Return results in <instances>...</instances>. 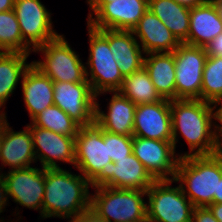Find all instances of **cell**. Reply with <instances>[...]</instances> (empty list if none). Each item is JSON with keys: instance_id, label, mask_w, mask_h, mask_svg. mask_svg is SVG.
Wrapping results in <instances>:
<instances>
[{"instance_id": "9c48e42d", "label": "cell", "mask_w": 222, "mask_h": 222, "mask_svg": "<svg viewBox=\"0 0 222 222\" xmlns=\"http://www.w3.org/2000/svg\"><path fill=\"white\" fill-rule=\"evenodd\" d=\"M107 144H104V130L96 123L80 127L75 136V168L91 183L111 163Z\"/></svg>"}, {"instance_id": "ab89813d", "label": "cell", "mask_w": 222, "mask_h": 222, "mask_svg": "<svg viewBox=\"0 0 222 222\" xmlns=\"http://www.w3.org/2000/svg\"><path fill=\"white\" fill-rule=\"evenodd\" d=\"M15 0H0V12L13 10Z\"/></svg>"}, {"instance_id": "f6af8a7d", "label": "cell", "mask_w": 222, "mask_h": 222, "mask_svg": "<svg viewBox=\"0 0 222 222\" xmlns=\"http://www.w3.org/2000/svg\"><path fill=\"white\" fill-rule=\"evenodd\" d=\"M0 113H1V114H0V119H1L2 116H6V113H5V112H4V113H3V112H0Z\"/></svg>"}, {"instance_id": "6da1fadb", "label": "cell", "mask_w": 222, "mask_h": 222, "mask_svg": "<svg viewBox=\"0 0 222 222\" xmlns=\"http://www.w3.org/2000/svg\"><path fill=\"white\" fill-rule=\"evenodd\" d=\"M214 110L212 103L200 99L170 100L174 149L178 142L177 132L182 134L190 148V153L179 155V158L191 155H211L222 150L216 132L212 130Z\"/></svg>"}, {"instance_id": "603a6c76", "label": "cell", "mask_w": 222, "mask_h": 222, "mask_svg": "<svg viewBox=\"0 0 222 222\" xmlns=\"http://www.w3.org/2000/svg\"><path fill=\"white\" fill-rule=\"evenodd\" d=\"M108 42L124 77L143 68L145 57L142 53L144 54V51L141 50L132 30L108 29Z\"/></svg>"}, {"instance_id": "ffe728a7", "label": "cell", "mask_w": 222, "mask_h": 222, "mask_svg": "<svg viewBox=\"0 0 222 222\" xmlns=\"http://www.w3.org/2000/svg\"><path fill=\"white\" fill-rule=\"evenodd\" d=\"M136 106L119 91H113L107 114L100 110L99 103L95 100V123L110 133L133 136Z\"/></svg>"}, {"instance_id": "277c9868", "label": "cell", "mask_w": 222, "mask_h": 222, "mask_svg": "<svg viewBox=\"0 0 222 222\" xmlns=\"http://www.w3.org/2000/svg\"><path fill=\"white\" fill-rule=\"evenodd\" d=\"M87 28L90 37V54L86 64L89 65L90 73L86 68V78L92 92L97 97L100 93L118 91L125 77L110 50L108 29H95L89 24Z\"/></svg>"}, {"instance_id": "b9f144b4", "label": "cell", "mask_w": 222, "mask_h": 222, "mask_svg": "<svg viewBox=\"0 0 222 222\" xmlns=\"http://www.w3.org/2000/svg\"><path fill=\"white\" fill-rule=\"evenodd\" d=\"M216 6H222V0H212Z\"/></svg>"}, {"instance_id": "52a82bcc", "label": "cell", "mask_w": 222, "mask_h": 222, "mask_svg": "<svg viewBox=\"0 0 222 222\" xmlns=\"http://www.w3.org/2000/svg\"><path fill=\"white\" fill-rule=\"evenodd\" d=\"M172 182L174 180L155 181L146 191L148 222H191L194 206L180 185L170 186Z\"/></svg>"}, {"instance_id": "9a60e30c", "label": "cell", "mask_w": 222, "mask_h": 222, "mask_svg": "<svg viewBox=\"0 0 222 222\" xmlns=\"http://www.w3.org/2000/svg\"><path fill=\"white\" fill-rule=\"evenodd\" d=\"M148 10V0H114L104 4L87 24L95 29L132 30Z\"/></svg>"}, {"instance_id": "e575fe53", "label": "cell", "mask_w": 222, "mask_h": 222, "mask_svg": "<svg viewBox=\"0 0 222 222\" xmlns=\"http://www.w3.org/2000/svg\"><path fill=\"white\" fill-rule=\"evenodd\" d=\"M220 103L222 104V97L219 98L218 100H216L212 105H214L213 107L216 109L217 105L220 104ZM214 119L217 120L218 122H220V124H221V126L216 125V122H215V124H213V125L215 126L214 130L216 132L217 139H218V141H219V143L222 147V140H221L222 139V105L216 111H214Z\"/></svg>"}, {"instance_id": "7402d4cb", "label": "cell", "mask_w": 222, "mask_h": 222, "mask_svg": "<svg viewBox=\"0 0 222 222\" xmlns=\"http://www.w3.org/2000/svg\"><path fill=\"white\" fill-rule=\"evenodd\" d=\"M22 92L31 120L54 105L53 81L31 64L22 78Z\"/></svg>"}, {"instance_id": "8d00e7d4", "label": "cell", "mask_w": 222, "mask_h": 222, "mask_svg": "<svg viewBox=\"0 0 222 222\" xmlns=\"http://www.w3.org/2000/svg\"><path fill=\"white\" fill-rule=\"evenodd\" d=\"M212 212L213 216L219 221L222 222V204L212 203L207 206Z\"/></svg>"}, {"instance_id": "4dcf8cb0", "label": "cell", "mask_w": 222, "mask_h": 222, "mask_svg": "<svg viewBox=\"0 0 222 222\" xmlns=\"http://www.w3.org/2000/svg\"><path fill=\"white\" fill-rule=\"evenodd\" d=\"M133 136L110 133L104 130V144H107L108 156L112 162L126 158L133 153Z\"/></svg>"}, {"instance_id": "4316f807", "label": "cell", "mask_w": 222, "mask_h": 222, "mask_svg": "<svg viewBox=\"0 0 222 222\" xmlns=\"http://www.w3.org/2000/svg\"><path fill=\"white\" fill-rule=\"evenodd\" d=\"M118 91L136 105L152 104L163 99L156 91L144 67L125 76Z\"/></svg>"}, {"instance_id": "d6986e66", "label": "cell", "mask_w": 222, "mask_h": 222, "mask_svg": "<svg viewBox=\"0 0 222 222\" xmlns=\"http://www.w3.org/2000/svg\"><path fill=\"white\" fill-rule=\"evenodd\" d=\"M132 32L140 39L141 44L139 45L144 54L173 52L181 44L149 9L140 18Z\"/></svg>"}, {"instance_id": "484cf974", "label": "cell", "mask_w": 222, "mask_h": 222, "mask_svg": "<svg viewBox=\"0 0 222 222\" xmlns=\"http://www.w3.org/2000/svg\"><path fill=\"white\" fill-rule=\"evenodd\" d=\"M28 56L29 54L21 52H3L0 55V109L5 106L18 81L32 64H26Z\"/></svg>"}, {"instance_id": "cb8c5ba5", "label": "cell", "mask_w": 222, "mask_h": 222, "mask_svg": "<svg viewBox=\"0 0 222 222\" xmlns=\"http://www.w3.org/2000/svg\"><path fill=\"white\" fill-rule=\"evenodd\" d=\"M144 58V68L164 99H176L175 63L173 52L148 53Z\"/></svg>"}, {"instance_id": "f546056e", "label": "cell", "mask_w": 222, "mask_h": 222, "mask_svg": "<svg viewBox=\"0 0 222 222\" xmlns=\"http://www.w3.org/2000/svg\"><path fill=\"white\" fill-rule=\"evenodd\" d=\"M222 97V57L208 56L205 62L201 100L214 103Z\"/></svg>"}, {"instance_id": "7c38bea8", "label": "cell", "mask_w": 222, "mask_h": 222, "mask_svg": "<svg viewBox=\"0 0 222 222\" xmlns=\"http://www.w3.org/2000/svg\"><path fill=\"white\" fill-rule=\"evenodd\" d=\"M16 14L23 40L33 50L54 40L60 34L53 30L51 13L39 0H15Z\"/></svg>"}, {"instance_id": "74e56055", "label": "cell", "mask_w": 222, "mask_h": 222, "mask_svg": "<svg viewBox=\"0 0 222 222\" xmlns=\"http://www.w3.org/2000/svg\"><path fill=\"white\" fill-rule=\"evenodd\" d=\"M113 1L114 0H87V3L92 9L93 14H95L104 4L111 3Z\"/></svg>"}, {"instance_id": "30bf717a", "label": "cell", "mask_w": 222, "mask_h": 222, "mask_svg": "<svg viewBox=\"0 0 222 222\" xmlns=\"http://www.w3.org/2000/svg\"><path fill=\"white\" fill-rule=\"evenodd\" d=\"M54 105L62 109L80 127L95 123L96 95L92 92L90 83L53 81Z\"/></svg>"}, {"instance_id": "836d02e7", "label": "cell", "mask_w": 222, "mask_h": 222, "mask_svg": "<svg viewBox=\"0 0 222 222\" xmlns=\"http://www.w3.org/2000/svg\"><path fill=\"white\" fill-rule=\"evenodd\" d=\"M204 48L207 56L222 57V33L213 38Z\"/></svg>"}, {"instance_id": "d4e9b609", "label": "cell", "mask_w": 222, "mask_h": 222, "mask_svg": "<svg viewBox=\"0 0 222 222\" xmlns=\"http://www.w3.org/2000/svg\"><path fill=\"white\" fill-rule=\"evenodd\" d=\"M148 9L163 22L180 43L187 44L190 8L173 0H148Z\"/></svg>"}, {"instance_id": "f1b7e54d", "label": "cell", "mask_w": 222, "mask_h": 222, "mask_svg": "<svg viewBox=\"0 0 222 222\" xmlns=\"http://www.w3.org/2000/svg\"><path fill=\"white\" fill-rule=\"evenodd\" d=\"M31 124L57 134L75 137L80 126L56 105L44 109L31 120Z\"/></svg>"}, {"instance_id": "3957f363", "label": "cell", "mask_w": 222, "mask_h": 222, "mask_svg": "<svg viewBox=\"0 0 222 222\" xmlns=\"http://www.w3.org/2000/svg\"><path fill=\"white\" fill-rule=\"evenodd\" d=\"M221 178L222 150L211 155L180 157L174 182H180L183 193L194 207H205L214 203Z\"/></svg>"}, {"instance_id": "ba28073f", "label": "cell", "mask_w": 222, "mask_h": 222, "mask_svg": "<svg viewBox=\"0 0 222 222\" xmlns=\"http://www.w3.org/2000/svg\"><path fill=\"white\" fill-rule=\"evenodd\" d=\"M176 99H200L207 59L204 47L181 43L174 51Z\"/></svg>"}, {"instance_id": "8992f818", "label": "cell", "mask_w": 222, "mask_h": 222, "mask_svg": "<svg viewBox=\"0 0 222 222\" xmlns=\"http://www.w3.org/2000/svg\"><path fill=\"white\" fill-rule=\"evenodd\" d=\"M42 52L44 61H33L42 73L52 81L79 83L86 78V68L79 55L72 50L64 36L59 35L54 40L37 47L33 52Z\"/></svg>"}, {"instance_id": "44dd1931", "label": "cell", "mask_w": 222, "mask_h": 222, "mask_svg": "<svg viewBox=\"0 0 222 222\" xmlns=\"http://www.w3.org/2000/svg\"><path fill=\"white\" fill-rule=\"evenodd\" d=\"M222 33V17L219 8L212 0L190 8V28L187 44L199 47L206 45Z\"/></svg>"}, {"instance_id": "ee69618b", "label": "cell", "mask_w": 222, "mask_h": 222, "mask_svg": "<svg viewBox=\"0 0 222 222\" xmlns=\"http://www.w3.org/2000/svg\"><path fill=\"white\" fill-rule=\"evenodd\" d=\"M219 8V11H220V14H221V17H222V6H217Z\"/></svg>"}, {"instance_id": "d6a6232c", "label": "cell", "mask_w": 222, "mask_h": 222, "mask_svg": "<svg viewBox=\"0 0 222 222\" xmlns=\"http://www.w3.org/2000/svg\"><path fill=\"white\" fill-rule=\"evenodd\" d=\"M69 222H107L99 216L91 207L82 211L78 216L71 218Z\"/></svg>"}, {"instance_id": "d590c367", "label": "cell", "mask_w": 222, "mask_h": 222, "mask_svg": "<svg viewBox=\"0 0 222 222\" xmlns=\"http://www.w3.org/2000/svg\"><path fill=\"white\" fill-rule=\"evenodd\" d=\"M7 200H8V194H7L6 183L0 173V213L3 212V208L5 207ZM1 221L3 220H0V222Z\"/></svg>"}, {"instance_id": "4fadbf2b", "label": "cell", "mask_w": 222, "mask_h": 222, "mask_svg": "<svg viewBox=\"0 0 222 222\" xmlns=\"http://www.w3.org/2000/svg\"><path fill=\"white\" fill-rule=\"evenodd\" d=\"M133 154L155 181L174 180L179 157H175L172 141L133 136ZM168 175H171L170 178Z\"/></svg>"}, {"instance_id": "5bb4252c", "label": "cell", "mask_w": 222, "mask_h": 222, "mask_svg": "<svg viewBox=\"0 0 222 222\" xmlns=\"http://www.w3.org/2000/svg\"><path fill=\"white\" fill-rule=\"evenodd\" d=\"M9 198L21 206L40 210L45 193V169L26 167L16 170L9 169L7 175L2 173Z\"/></svg>"}, {"instance_id": "7a4b0ae2", "label": "cell", "mask_w": 222, "mask_h": 222, "mask_svg": "<svg viewBox=\"0 0 222 222\" xmlns=\"http://www.w3.org/2000/svg\"><path fill=\"white\" fill-rule=\"evenodd\" d=\"M90 184L82 174L74 175L63 168L45 169L42 218L71 219L90 208Z\"/></svg>"}, {"instance_id": "ac0fdd59", "label": "cell", "mask_w": 222, "mask_h": 222, "mask_svg": "<svg viewBox=\"0 0 222 222\" xmlns=\"http://www.w3.org/2000/svg\"><path fill=\"white\" fill-rule=\"evenodd\" d=\"M6 119L1 117V164L10 166L11 170L31 167L36 156L30 129L26 126L25 130L15 132Z\"/></svg>"}, {"instance_id": "2e32d148", "label": "cell", "mask_w": 222, "mask_h": 222, "mask_svg": "<svg viewBox=\"0 0 222 222\" xmlns=\"http://www.w3.org/2000/svg\"><path fill=\"white\" fill-rule=\"evenodd\" d=\"M33 139V148L42 168H61L56 160L75 164V137L57 134L51 130L42 129L34 125H27Z\"/></svg>"}, {"instance_id": "7bdbcfd3", "label": "cell", "mask_w": 222, "mask_h": 222, "mask_svg": "<svg viewBox=\"0 0 222 222\" xmlns=\"http://www.w3.org/2000/svg\"><path fill=\"white\" fill-rule=\"evenodd\" d=\"M0 153H1V119H0Z\"/></svg>"}, {"instance_id": "f35d334b", "label": "cell", "mask_w": 222, "mask_h": 222, "mask_svg": "<svg viewBox=\"0 0 222 222\" xmlns=\"http://www.w3.org/2000/svg\"><path fill=\"white\" fill-rule=\"evenodd\" d=\"M173 1L185 7L194 8L196 6L202 5L206 0H173Z\"/></svg>"}, {"instance_id": "e0dca14e", "label": "cell", "mask_w": 222, "mask_h": 222, "mask_svg": "<svg viewBox=\"0 0 222 222\" xmlns=\"http://www.w3.org/2000/svg\"><path fill=\"white\" fill-rule=\"evenodd\" d=\"M133 136L160 141H172L170 100L136 106Z\"/></svg>"}, {"instance_id": "83f0119b", "label": "cell", "mask_w": 222, "mask_h": 222, "mask_svg": "<svg viewBox=\"0 0 222 222\" xmlns=\"http://www.w3.org/2000/svg\"><path fill=\"white\" fill-rule=\"evenodd\" d=\"M0 49L3 52L30 54V46L21 36L20 26L14 10L0 12Z\"/></svg>"}, {"instance_id": "5b68a950", "label": "cell", "mask_w": 222, "mask_h": 222, "mask_svg": "<svg viewBox=\"0 0 222 222\" xmlns=\"http://www.w3.org/2000/svg\"><path fill=\"white\" fill-rule=\"evenodd\" d=\"M95 192L90 207L107 222L147 221L146 191L99 186Z\"/></svg>"}, {"instance_id": "8fae6325", "label": "cell", "mask_w": 222, "mask_h": 222, "mask_svg": "<svg viewBox=\"0 0 222 222\" xmlns=\"http://www.w3.org/2000/svg\"><path fill=\"white\" fill-rule=\"evenodd\" d=\"M154 182L144 165L132 153L126 158L117 159L115 163L104 165L101 173L91 182V186L147 191Z\"/></svg>"}, {"instance_id": "60d3db41", "label": "cell", "mask_w": 222, "mask_h": 222, "mask_svg": "<svg viewBox=\"0 0 222 222\" xmlns=\"http://www.w3.org/2000/svg\"><path fill=\"white\" fill-rule=\"evenodd\" d=\"M214 203L222 204V178L218 181L217 193L214 194Z\"/></svg>"}, {"instance_id": "1f68e13d", "label": "cell", "mask_w": 222, "mask_h": 222, "mask_svg": "<svg viewBox=\"0 0 222 222\" xmlns=\"http://www.w3.org/2000/svg\"><path fill=\"white\" fill-rule=\"evenodd\" d=\"M191 222H219L210 209L205 207H194Z\"/></svg>"}]
</instances>
